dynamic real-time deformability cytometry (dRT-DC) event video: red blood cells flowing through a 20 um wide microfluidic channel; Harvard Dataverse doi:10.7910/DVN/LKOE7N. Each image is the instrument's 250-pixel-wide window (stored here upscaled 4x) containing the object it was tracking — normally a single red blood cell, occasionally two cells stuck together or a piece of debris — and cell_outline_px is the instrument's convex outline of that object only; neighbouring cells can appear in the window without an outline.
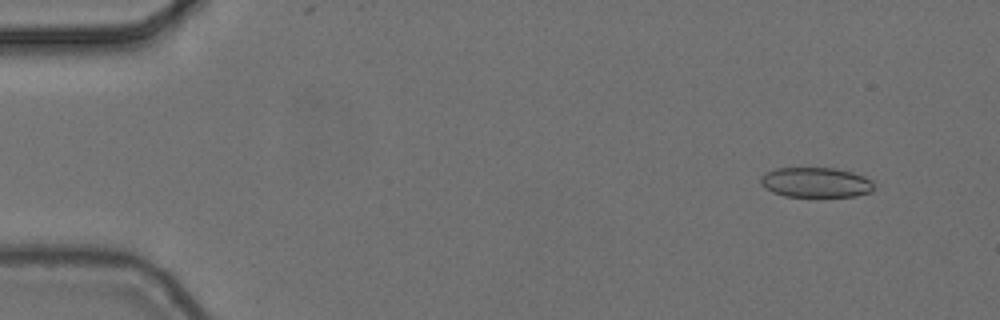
{"species": "common noctule bat (a hibernating species)", "species_latin": "Nyctalus noctula", "temperature_condition": "cold", "stored_images_in_passage": 9, "camera_frame_rate_fps": 3000, "um_per_image_px": 0.085, "animal": {"sex": "female", "body_mass_g": 24.6, "forearm_length_mm": 56.2}, "frame": {"image": 1, "passage_image": 2, "time_ms": 0.333, "image_size_px": [1000, 320], "cell_outline_px": [[872, 192], [856, 196], [784, 196], [772, 192], [764, 188], [760, 184], [760, 176], [776, 168], [836, 168], [852, 172], [864, 176], [872, 180]], "centroid_in_image_um": [69.32, 15.5], "position_along_channel_um": 15.7, "area_um2": 19.83}}
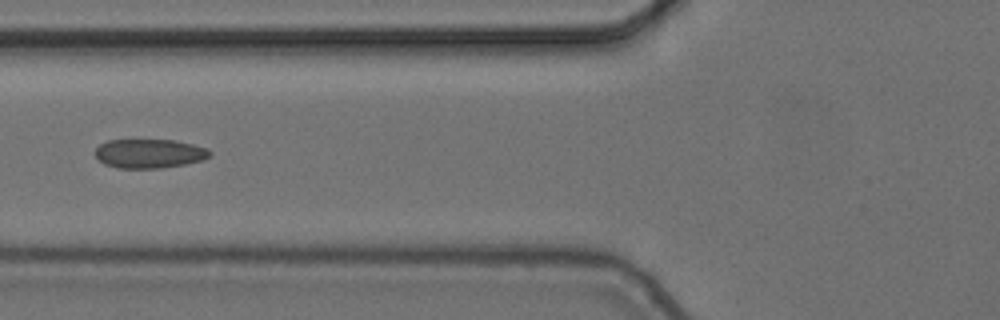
{"frame": {"image": 2, "passage_image": 6, "time_ms": 1.667, "image_size_px": [1000, 320], "cell_outline_px": [[212, 156], [204, 160], [184, 164], [160, 168], [116, 168], [104, 164], [96, 156], [96, 148], [100, 144], [108, 140], [176, 140], [208, 148], [212, 152]], "centroid_in_image_um": [12.73, 13.05], "position_along_channel_um": 113.1, "area_um2": 19.54}}
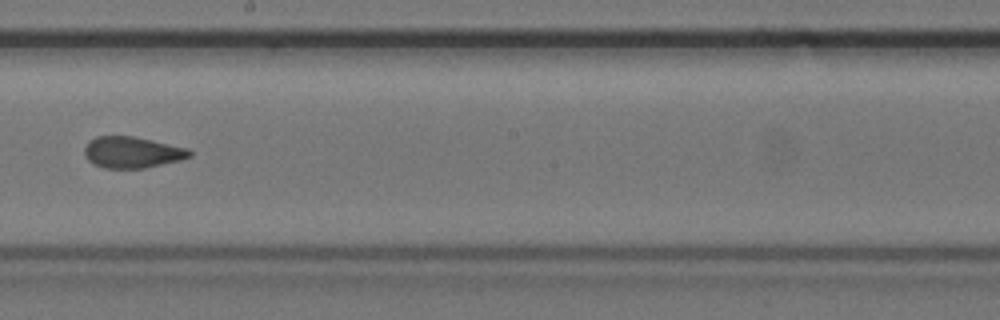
{"frame": {"image": 3, "passage_image": 9, "time_ms": 2.667, "image_size_px": [1000, 320], "cell_outline_px": [[192, 156], [180, 160], [144, 168], [104, 168], [92, 164], [88, 160], [84, 152], [84, 148], [88, 140], [96, 136], [136, 136], [188, 148], [192, 152]], "centroid_in_image_um": [11.22, 12.94], "position_along_channel_um": 237.0, "area_um2": 19.36}}